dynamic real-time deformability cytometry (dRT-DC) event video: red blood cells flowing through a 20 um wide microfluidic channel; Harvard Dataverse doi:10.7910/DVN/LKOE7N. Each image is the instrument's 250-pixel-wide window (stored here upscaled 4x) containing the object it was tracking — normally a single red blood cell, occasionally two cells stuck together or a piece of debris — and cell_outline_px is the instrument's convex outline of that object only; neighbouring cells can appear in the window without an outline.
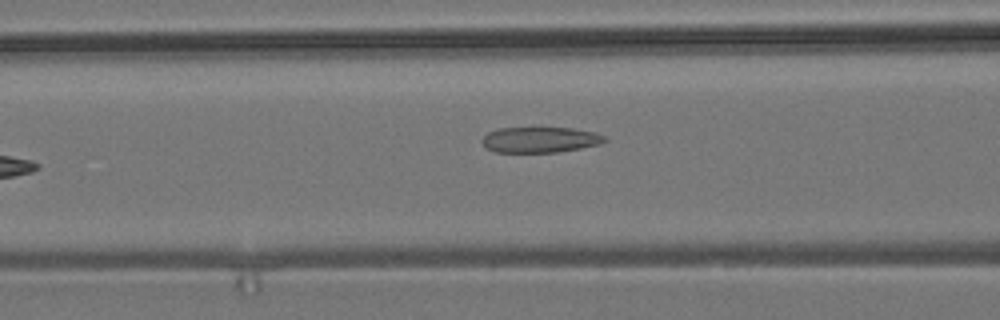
{"species": "common noctule bat (a hibernating species)", "species_latin": "Nyctalus noctula", "temperature_condition": "room temperature", "stored_images_in_passage": 9, "camera_frame_rate_fps": 3000, "um_per_image_px": 0.085, "animal": {"sex": "male", "body_mass_g": 19.2, "forearm_length_mm": 51.8}, "frame": {"image": 1, "passage_image": 8, "time_ms": 8.0, "image_size_px": [1000, 320], "cell_outline_px": [[608, 140], [600, 144], [580, 148], [556, 152], [496, 152], [488, 148], [480, 140], [488, 132], [500, 128], [572, 128], [596, 132], [604, 136]], "centroid_in_image_um": [45.93, 11.87], "position_along_channel_um": 120.7, "area_um2": 18.21}}